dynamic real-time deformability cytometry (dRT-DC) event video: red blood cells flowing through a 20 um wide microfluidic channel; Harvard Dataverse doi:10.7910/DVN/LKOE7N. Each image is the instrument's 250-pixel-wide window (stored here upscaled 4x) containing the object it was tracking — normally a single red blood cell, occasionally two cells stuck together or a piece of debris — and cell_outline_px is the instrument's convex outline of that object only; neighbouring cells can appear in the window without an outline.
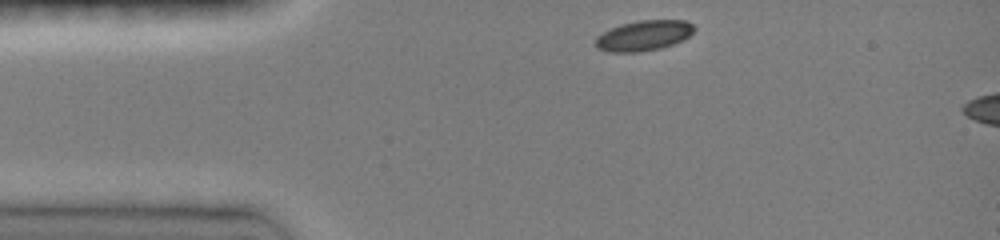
{"species": "common noctule bat (a hibernating species)", "species_latin": "Nyctalus noctula", "temperature_condition": "room temperature", "stored_images_in_passage": 4, "camera_frame_rate_fps": 3000, "um_per_image_px": 0.085, "animal": {"sex": "female", "body_mass_g": 19.0, "forearm_length_mm": 51.5}, "frame": {"image": 1, "passage_image": 1, "time_ms": 0.0, "image_size_px": [1000, 240], "cell_outline_px": [[696, 28], [684, 40], [660, 48], [640, 52], [608, 52], [596, 48], [596, 36], [620, 24], [640, 20], [684, 20], [692, 24]], "centroid_in_image_um": [54.71, 3.02], "position_along_channel_um": 30.3, "area_um2": 17.4}}